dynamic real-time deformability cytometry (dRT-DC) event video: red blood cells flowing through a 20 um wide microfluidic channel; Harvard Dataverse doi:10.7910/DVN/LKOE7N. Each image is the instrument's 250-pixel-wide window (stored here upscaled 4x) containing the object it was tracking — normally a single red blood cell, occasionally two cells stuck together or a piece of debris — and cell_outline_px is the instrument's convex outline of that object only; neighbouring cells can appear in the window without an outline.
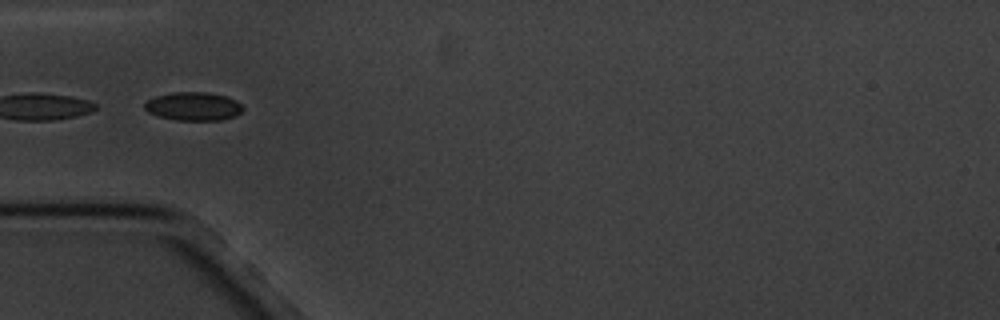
{"species": "common noctule bat (a hibernating species)", "species_latin": "Nyctalus noctula", "temperature_condition": "cold", "stored_images_in_passage": 17, "camera_frame_rate_fps": 3000, "um_per_image_px": 0.085, "animal": {"sex": "male", "body_mass_g": 20.1, "forearm_length_mm": 53.5}, "frame": {"image": 1, "passage_image": 6, "time_ms": 5.667, "image_size_px": [1000, 320], "cell_outline_px": [[244, 108], [236, 116], [220, 120], [176, 120], [160, 116], [148, 112], [144, 108], [144, 104], [148, 100], [156, 96], [176, 92], [204, 92], [224, 96], [236, 100]], "centroid_in_image_um": [16.44, 9.04], "position_along_channel_um": 68.6, "area_um2": 16.07}}
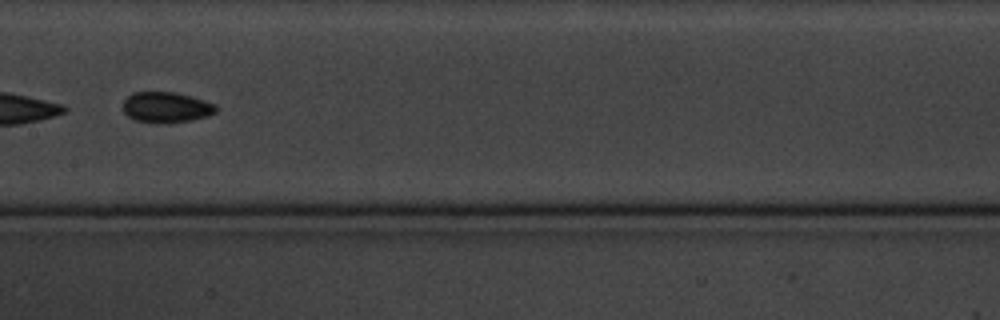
{"frame": {"image": 2, "passage_image": 9, "time_ms": 9.333, "image_size_px": [1000, 320], "cell_outline_px": [[216, 112], [208, 116], [192, 120], [168, 124], [148, 124], [132, 120], [120, 108], [124, 100], [132, 92], [176, 92], [192, 96], [216, 104]], "centroid_in_image_um": [14.08, 9.15], "position_along_channel_um": 193.3, "area_um2": 17.28}}
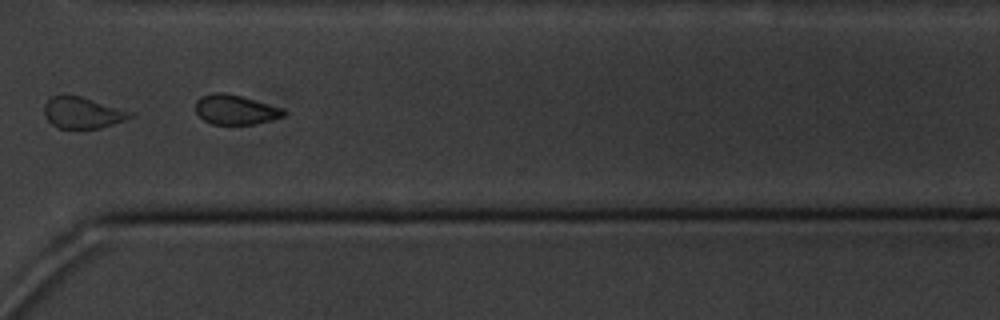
{"frame": {"image": 3, "passage_image": 13, "time_ms": 14.0, "image_size_px": [1000, 320], "cell_outline_px": [[288, 112], [284, 116], [252, 124], [212, 124], [204, 120], [196, 112], [196, 100], [200, 96], [212, 92], [228, 92], [284, 108]], "centroid_in_image_um": [20.01, 9.29], "position_along_channel_um": 350.6, "area_um2": 15.37}, "authors_computed_cell_mechanics": {"area_um2": 17.2822, "velocity_mm_per_s": 3.3725, "shape_relaxation_time_tau1_ms": 1.2495, "shape_relaxation_time_tau2_ms": null, "deformation_change_tau1": 0.0329, "deformation_change_tau2": null}}